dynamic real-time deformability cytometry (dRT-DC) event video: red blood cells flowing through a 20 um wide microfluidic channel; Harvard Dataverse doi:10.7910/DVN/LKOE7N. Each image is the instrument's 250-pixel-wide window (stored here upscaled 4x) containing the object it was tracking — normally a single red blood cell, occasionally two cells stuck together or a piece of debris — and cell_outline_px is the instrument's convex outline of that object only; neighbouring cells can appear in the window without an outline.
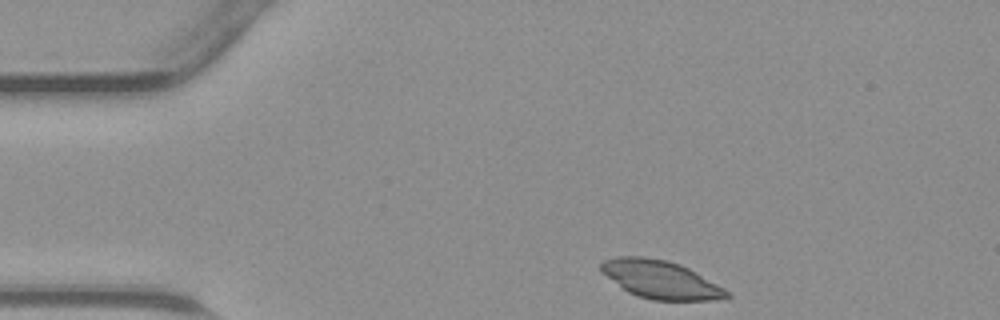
{"species": "common noctule bat (a hibernating species)", "species_latin": "Nyctalus noctula", "temperature_condition": "warm", "stored_images_in_passage": 31, "camera_frame_rate_fps": 3000, "um_per_image_px": 0.085, "animal": {"sex": "male", "body_mass_g": 23.1, "forearm_length_mm": 52.7}, "frame": {"image": 1, "passage_image": 1, "time_ms": 0.0, "image_size_px": [1000, 320], "cell_outline_px": [[732, 296], [716, 300], [652, 300], [636, 296], [628, 292], [600, 272], [600, 264], [604, 260], [616, 256], [644, 256], [668, 260], [680, 264], [696, 272], [732, 292]], "centroid_in_image_um": [56.15, 23.76], "position_along_channel_um": 28.8, "area_um2": 28.15}}